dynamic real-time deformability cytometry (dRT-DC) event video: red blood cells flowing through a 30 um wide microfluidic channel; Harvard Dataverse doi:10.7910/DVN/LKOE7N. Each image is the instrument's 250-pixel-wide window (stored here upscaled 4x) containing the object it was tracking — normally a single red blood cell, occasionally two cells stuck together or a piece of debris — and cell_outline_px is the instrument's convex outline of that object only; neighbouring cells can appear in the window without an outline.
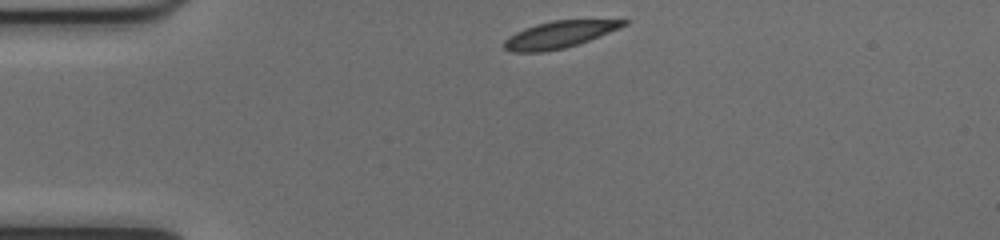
{"species": "common noctule bat (a hibernating species)", "species_latin": "Nyctalus noctula", "temperature_condition": "cold", "stored_images_in_passage": 5, "camera_frame_rate_fps": 3000, "um_per_image_px": 0.085, "animal": {"sex": "female", "body_mass_g": 17.0, "forearm_length_mm": 48.0}, "frame": {"image": 1, "passage_image": 1, "time_ms": 0.0, "image_size_px": [1000, 240], "cell_outline_px": [[628, 24], [620, 28], [588, 40], [564, 48], [540, 52], [512, 52], [504, 48], [504, 40], [516, 32], [524, 28], [536, 24], [552, 20], [628, 20]], "centroid_in_image_um": [47.51, 2.93], "position_along_channel_um": 37.5, "area_um2": 18.44}}